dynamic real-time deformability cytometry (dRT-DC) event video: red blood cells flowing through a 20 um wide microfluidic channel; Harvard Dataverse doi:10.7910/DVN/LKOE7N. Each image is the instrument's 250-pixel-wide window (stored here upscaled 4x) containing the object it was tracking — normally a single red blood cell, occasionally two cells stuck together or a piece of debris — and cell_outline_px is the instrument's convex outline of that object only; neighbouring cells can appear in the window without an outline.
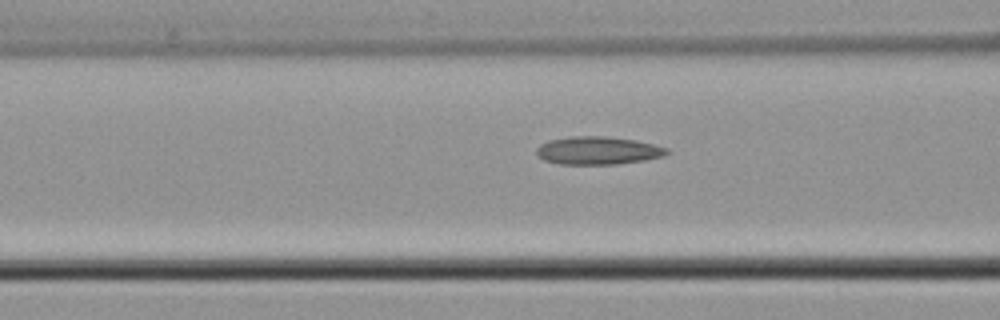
{"species": "common noctule bat (a hibernating species)", "species_latin": "Nyctalus noctula", "temperature_condition": "cold", "stored_images_in_passage": 8, "camera_frame_rate_fps": 3000, "um_per_image_px": 0.085, "animal": {"sex": "male", "body_mass_g": 21.5, "forearm_length_mm": 52.0}, "frame": {"image": 1, "passage_image": 7, "time_ms": 2.0, "image_size_px": [1000, 320], "cell_outline_px": [[672, 152], [664, 156], [644, 160], [616, 164], [560, 164], [544, 160], [536, 152], [536, 148], [540, 144], [548, 140], [568, 136], [604, 136], [636, 140], [668, 148]], "centroid_in_image_um": [50.83, 12.79], "position_along_channel_um": 115.8, "area_um2": 21.33}}